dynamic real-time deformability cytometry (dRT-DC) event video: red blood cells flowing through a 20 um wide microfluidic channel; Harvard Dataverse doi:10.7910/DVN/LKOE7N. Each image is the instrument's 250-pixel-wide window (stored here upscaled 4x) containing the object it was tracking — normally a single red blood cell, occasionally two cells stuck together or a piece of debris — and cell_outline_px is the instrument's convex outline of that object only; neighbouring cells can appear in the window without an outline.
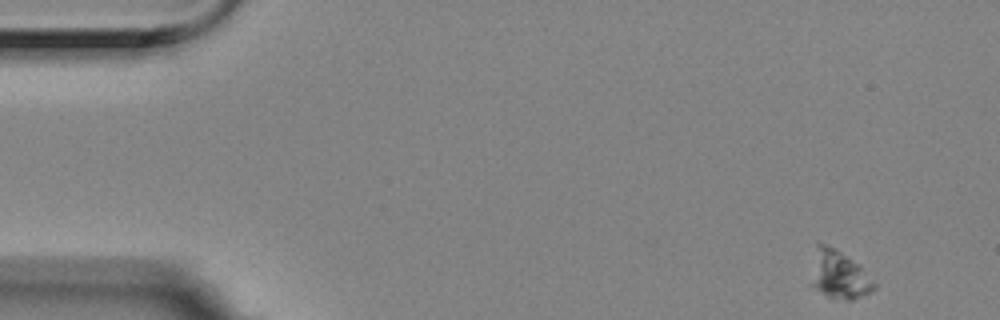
{"species": "Egyptian fruit bat (a non-hibernating species)", "species_latin": "Rousettus aegyptiacus", "temperature_condition": "room temperature", "stored_images_in_passage": 5, "camera_frame_rate_fps": 3000, "um_per_image_px": 0.085, "animal": {"sex": "female"}, "frame": {"image": 1, "passage_image": 1, "time_ms": 0.0, "image_size_px": [1000, 320], "cell_outline_px": [[876, 288], [872, 292], [852, 300], [844, 300], [828, 296], [816, 288], [812, 284], [816, 240], [840, 252], [860, 264], [876, 284]], "centroid_in_image_um": [71.38, 23.36], "position_along_channel_um": 13.6, "area_um2": 17.34}}
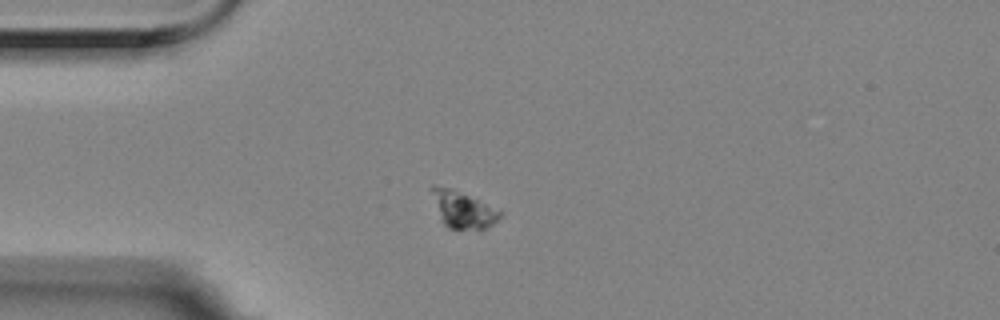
{"frame": {"image": 2, "passage_image": 4, "time_ms": 1.0, "image_size_px": [1000, 320], "cell_outline_px": [[504, 212], [488, 228], [448, 228], [444, 224], [432, 188], [432, 184], [452, 188]], "centroid_in_image_um": [39.41, 17.81], "position_along_channel_um": 45.6, "area_um2": 13.7}}